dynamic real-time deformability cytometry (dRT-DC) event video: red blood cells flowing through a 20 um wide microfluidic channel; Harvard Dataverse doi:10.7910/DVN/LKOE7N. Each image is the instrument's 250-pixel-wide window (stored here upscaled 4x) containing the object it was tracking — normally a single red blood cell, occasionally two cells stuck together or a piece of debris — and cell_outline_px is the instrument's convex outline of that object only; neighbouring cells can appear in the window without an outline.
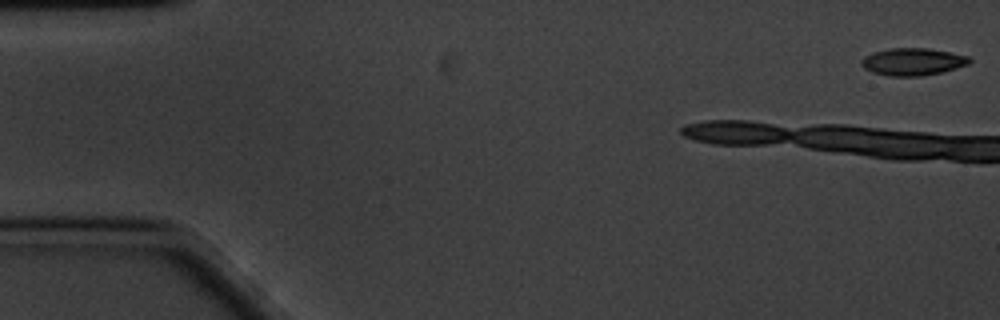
{"species": "common noctule bat (a hibernating species)", "species_latin": "Nyctalus noctula", "temperature_condition": "cold", "stored_images_in_passage": 5, "camera_frame_rate_fps": 3000, "um_per_image_px": 0.085, "animal": {"sex": "male", "body_mass_g": 20.1, "forearm_length_mm": 53.5}, "frame": {"image": 1, "passage_image": 1, "time_ms": 0.0, "image_size_px": [1000, 320], "cell_outline_px": [[972, 60], [968, 64], [956, 68], [940, 72], [920, 76], [888, 76], [872, 72], [864, 68], [860, 64], [860, 60], [864, 56], [872, 52], [888, 48], [928, 48], [968, 56]], "centroid_in_image_um": [77.53, 5.24], "position_along_channel_um": 7.5, "area_um2": 17.22}}